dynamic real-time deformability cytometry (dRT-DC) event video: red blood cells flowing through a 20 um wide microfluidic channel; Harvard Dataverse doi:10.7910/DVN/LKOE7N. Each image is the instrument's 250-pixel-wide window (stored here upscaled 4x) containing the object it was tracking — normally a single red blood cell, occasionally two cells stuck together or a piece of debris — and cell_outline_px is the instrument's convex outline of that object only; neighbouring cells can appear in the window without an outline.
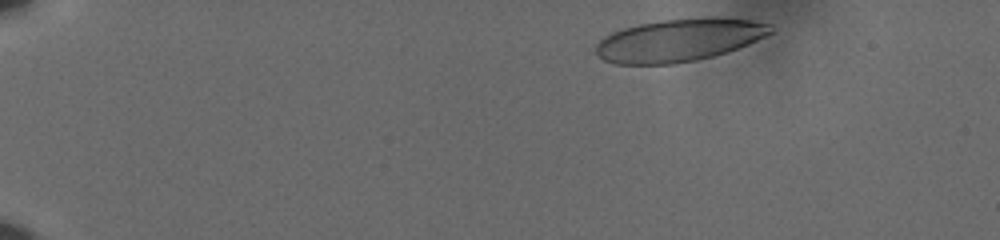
{"species": "human", "species_latin": "Homo sapiens", "temperature_condition": "cold", "stored_images_in_passage": 45, "camera_frame_rate_fps": 3000, "um_per_image_px": 0.085, "donor": {"sex": "male"}, "frame": {"image": 1, "passage_image": 1, "time_ms": 0.0, "image_size_px": [1000, 240], "cell_outline_px": [[772, 32], [756, 40], [736, 48], [712, 56], [696, 60], [672, 64], [616, 64], [604, 60], [596, 52], [596, 44], [600, 40], [612, 32], [624, 28], [640, 24], [660, 20], [708, 16], [716, 16], [748, 20], [772, 24]], "centroid_in_image_um": [57.71, 3.39], "position_along_channel_um": 27.3, "area_um2": 43.23}}
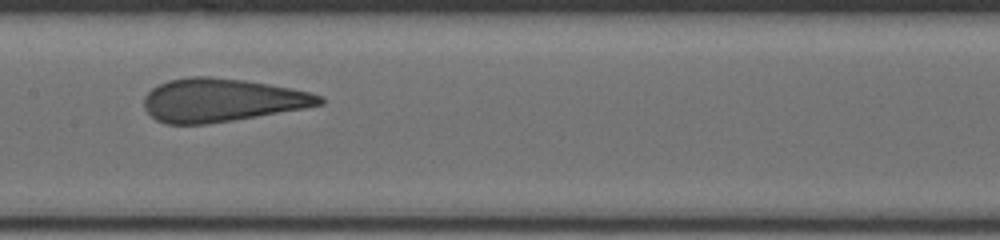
{"frame": {"image": 2, "passage_image": 24, "time_ms": 7.667, "image_size_px": [1000, 240], "cell_outline_px": [[324, 104], [304, 108], [208, 124], [164, 124], [156, 120], [144, 108], [144, 96], [152, 88], [168, 80], [192, 76], [212, 76], [244, 80], [292, 88], [312, 92], [320, 96], [324, 100]], "centroid_in_image_um": [18.83, 8.51], "position_along_channel_um": 188.6, "area_um2": 44.16}}
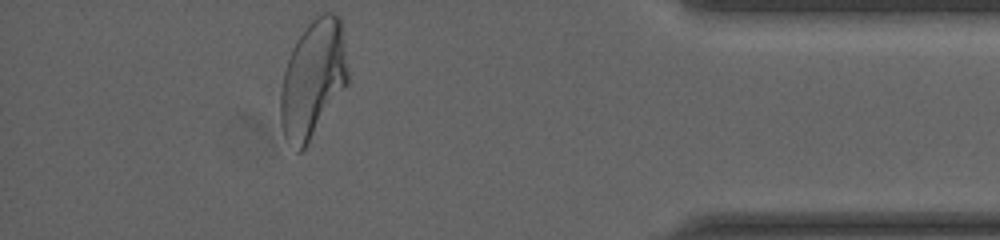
{"frame": {"image": 3, "passage_image": 45, "time_ms": 14.667, "image_size_px": [1000, 240], "cell_outline_px": [[348, 84], [304, 148], [300, 152], [296, 152], [284, 136], [280, 124], [280, 96], [284, 72], [292, 48], [316, 12], [332, 12], [340, 16], [348, 72]], "centroid_in_image_um": [26.6, 6.69], "position_along_channel_um": 408.6, "area_um2": 46.01}, "authors_computed_cell_mechanics": {"area_um2": 44.3904, "velocity_mm_per_s": 3.6156, "shape_relaxation_time_tau1_ms": 7.0757, "shape_relaxation_time_tau2_ms": 0.7568, "deformation_change_tau1": 0.2035, "deformation_change_tau2": 0.0914}}